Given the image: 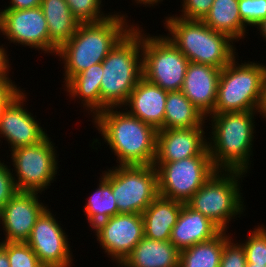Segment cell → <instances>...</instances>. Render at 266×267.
Returning a JSON list of instances; mask_svg holds the SVG:
<instances>
[{"label":"cell","mask_w":266,"mask_h":267,"mask_svg":"<svg viewBox=\"0 0 266 267\" xmlns=\"http://www.w3.org/2000/svg\"><path fill=\"white\" fill-rule=\"evenodd\" d=\"M126 14L112 12L101 22L80 23L75 34L62 44L55 56L64 63L65 85L73 76L102 63L108 53L135 26L129 25ZM131 26V27H130Z\"/></svg>","instance_id":"cell-1"},{"label":"cell","mask_w":266,"mask_h":267,"mask_svg":"<svg viewBox=\"0 0 266 267\" xmlns=\"http://www.w3.org/2000/svg\"><path fill=\"white\" fill-rule=\"evenodd\" d=\"M116 109V110H115ZM119 109V111H118ZM123 110V111H122ZM92 122L119 165H153L156 158L157 130L124 108H107Z\"/></svg>","instance_id":"cell-2"},{"label":"cell","mask_w":266,"mask_h":267,"mask_svg":"<svg viewBox=\"0 0 266 267\" xmlns=\"http://www.w3.org/2000/svg\"><path fill=\"white\" fill-rule=\"evenodd\" d=\"M255 114H258V110L226 112L206 117L207 121L211 118V137H207V143L216 170L247 174L251 167L250 156H253Z\"/></svg>","instance_id":"cell-3"},{"label":"cell","mask_w":266,"mask_h":267,"mask_svg":"<svg viewBox=\"0 0 266 267\" xmlns=\"http://www.w3.org/2000/svg\"><path fill=\"white\" fill-rule=\"evenodd\" d=\"M137 26L136 24L102 61L101 111L123 107L143 77L142 27L140 29Z\"/></svg>","instance_id":"cell-4"},{"label":"cell","mask_w":266,"mask_h":267,"mask_svg":"<svg viewBox=\"0 0 266 267\" xmlns=\"http://www.w3.org/2000/svg\"><path fill=\"white\" fill-rule=\"evenodd\" d=\"M163 22L167 39L189 60L223 69L238 54L234 40L209 28L203 21L186 20L174 14ZM166 24V25H165Z\"/></svg>","instance_id":"cell-5"},{"label":"cell","mask_w":266,"mask_h":267,"mask_svg":"<svg viewBox=\"0 0 266 267\" xmlns=\"http://www.w3.org/2000/svg\"><path fill=\"white\" fill-rule=\"evenodd\" d=\"M236 59L238 56L221 69L216 103L209 115L259 108L266 65L255 61L239 64Z\"/></svg>","instance_id":"cell-6"},{"label":"cell","mask_w":266,"mask_h":267,"mask_svg":"<svg viewBox=\"0 0 266 267\" xmlns=\"http://www.w3.org/2000/svg\"><path fill=\"white\" fill-rule=\"evenodd\" d=\"M245 174L240 171L217 170L186 204L210 219L222 231L228 232V225L231 224L229 221L238 215L240 218L246 209L240 192L242 177L247 176Z\"/></svg>","instance_id":"cell-7"},{"label":"cell","mask_w":266,"mask_h":267,"mask_svg":"<svg viewBox=\"0 0 266 267\" xmlns=\"http://www.w3.org/2000/svg\"><path fill=\"white\" fill-rule=\"evenodd\" d=\"M158 194L166 199L186 203L217 170L208 147L198 156L174 162H154Z\"/></svg>","instance_id":"cell-8"},{"label":"cell","mask_w":266,"mask_h":267,"mask_svg":"<svg viewBox=\"0 0 266 267\" xmlns=\"http://www.w3.org/2000/svg\"><path fill=\"white\" fill-rule=\"evenodd\" d=\"M142 30V74L148 82L166 91H180L189 60L167 39Z\"/></svg>","instance_id":"cell-9"},{"label":"cell","mask_w":266,"mask_h":267,"mask_svg":"<svg viewBox=\"0 0 266 267\" xmlns=\"http://www.w3.org/2000/svg\"><path fill=\"white\" fill-rule=\"evenodd\" d=\"M54 145L51 137L47 136L36 145L11 151V162L15 169H12V174L18 191L42 194L55 181L59 162Z\"/></svg>","instance_id":"cell-10"},{"label":"cell","mask_w":266,"mask_h":267,"mask_svg":"<svg viewBox=\"0 0 266 267\" xmlns=\"http://www.w3.org/2000/svg\"><path fill=\"white\" fill-rule=\"evenodd\" d=\"M113 168L112 193L118 214H142L159 195L156 167L117 164Z\"/></svg>","instance_id":"cell-11"},{"label":"cell","mask_w":266,"mask_h":267,"mask_svg":"<svg viewBox=\"0 0 266 267\" xmlns=\"http://www.w3.org/2000/svg\"><path fill=\"white\" fill-rule=\"evenodd\" d=\"M47 208L37 219L26 243L44 267L74 266L68 235ZM73 264V265H72Z\"/></svg>","instance_id":"cell-12"},{"label":"cell","mask_w":266,"mask_h":267,"mask_svg":"<svg viewBox=\"0 0 266 267\" xmlns=\"http://www.w3.org/2000/svg\"><path fill=\"white\" fill-rule=\"evenodd\" d=\"M107 257L119 267L136 244L144 238L142 214H116L93 228Z\"/></svg>","instance_id":"cell-13"},{"label":"cell","mask_w":266,"mask_h":267,"mask_svg":"<svg viewBox=\"0 0 266 267\" xmlns=\"http://www.w3.org/2000/svg\"><path fill=\"white\" fill-rule=\"evenodd\" d=\"M0 32L13 44L49 53L48 24L41 7L0 10Z\"/></svg>","instance_id":"cell-14"},{"label":"cell","mask_w":266,"mask_h":267,"mask_svg":"<svg viewBox=\"0 0 266 267\" xmlns=\"http://www.w3.org/2000/svg\"><path fill=\"white\" fill-rule=\"evenodd\" d=\"M38 192L18 191L0 211L5 242H26L37 219L48 208Z\"/></svg>","instance_id":"cell-15"},{"label":"cell","mask_w":266,"mask_h":267,"mask_svg":"<svg viewBox=\"0 0 266 267\" xmlns=\"http://www.w3.org/2000/svg\"><path fill=\"white\" fill-rule=\"evenodd\" d=\"M26 98L24 90L0 113V138L6 139L10 151L36 145L48 136L40 122L24 107Z\"/></svg>","instance_id":"cell-16"},{"label":"cell","mask_w":266,"mask_h":267,"mask_svg":"<svg viewBox=\"0 0 266 267\" xmlns=\"http://www.w3.org/2000/svg\"><path fill=\"white\" fill-rule=\"evenodd\" d=\"M204 125L158 130L154 162H174L200 155L208 147Z\"/></svg>","instance_id":"cell-17"},{"label":"cell","mask_w":266,"mask_h":267,"mask_svg":"<svg viewBox=\"0 0 266 267\" xmlns=\"http://www.w3.org/2000/svg\"><path fill=\"white\" fill-rule=\"evenodd\" d=\"M221 69L189 62L181 88L182 93L206 117L213 111Z\"/></svg>","instance_id":"cell-18"},{"label":"cell","mask_w":266,"mask_h":267,"mask_svg":"<svg viewBox=\"0 0 266 267\" xmlns=\"http://www.w3.org/2000/svg\"><path fill=\"white\" fill-rule=\"evenodd\" d=\"M168 91L141 78L123 106L130 115L139 118L157 131L163 129ZM127 106V107H126ZM129 108V110H128Z\"/></svg>","instance_id":"cell-19"},{"label":"cell","mask_w":266,"mask_h":267,"mask_svg":"<svg viewBox=\"0 0 266 267\" xmlns=\"http://www.w3.org/2000/svg\"><path fill=\"white\" fill-rule=\"evenodd\" d=\"M221 231L210 219L184 203L172 228L170 242L182 251L216 237Z\"/></svg>","instance_id":"cell-20"},{"label":"cell","mask_w":266,"mask_h":267,"mask_svg":"<svg viewBox=\"0 0 266 267\" xmlns=\"http://www.w3.org/2000/svg\"><path fill=\"white\" fill-rule=\"evenodd\" d=\"M180 251L170 241L144 237L120 267H179Z\"/></svg>","instance_id":"cell-21"},{"label":"cell","mask_w":266,"mask_h":267,"mask_svg":"<svg viewBox=\"0 0 266 267\" xmlns=\"http://www.w3.org/2000/svg\"><path fill=\"white\" fill-rule=\"evenodd\" d=\"M40 7L48 24L49 53L53 56L75 34L81 22L71 13L66 0H42Z\"/></svg>","instance_id":"cell-22"},{"label":"cell","mask_w":266,"mask_h":267,"mask_svg":"<svg viewBox=\"0 0 266 267\" xmlns=\"http://www.w3.org/2000/svg\"><path fill=\"white\" fill-rule=\"evenodd\" d=\"M184 203L159 196L143 211L144 237L170 241Z\"/></svg>","instance_id":"cell-23"},{"label":"cell","mask_w":266,"mask_h":267,"mask_svg":"<svg viewBox=\"0 0 266 267\" xmlns=\"http://www.w3.org/2000/svg\"><path fill=\"white\" fill-rule=\"evenodd\" d=\"M103 74L102 63H97L81 73L73 76L65 85L64 89L69 97L79 98L81 104L94 118L101 112L100 85ZM90 112V113H89ZM92 112V113H91Z\"/></svg>","instance_id":"cell-24"},{"label":"cell","mask_w":266,"mask_h":267,"mask_svg":"<svg viewBox=\"0 0 266 267\" xmlns=\"http://www.w3.org/2000/svg\"><path fill=\"white\" fill-rule=\"evenodd\" d=\"M238 1L214 0L211 9L202 21L209 28L226 34L235 42L241 38L244 39L248 30L240 17Z\"/></svg>","instance_id":"cell-25"},{"label":"cell","mask_w":266,"mask_h":267,"mask_svg":"<svg viewBox=\"0 0 266 267\" xmlns=\"http://www.w3.org/2000/svg\"><path fill=\"white\" fill-rule=\"evenodd\" d=\"M206 116L196 108L182 91H168L165 103L163 129L193 128L202 126Z\"/></svg>","instance_id":"cell-26"},{"label":"cell","mask_w":266,"mask_h":267,"mask_svg":"<svg viewBox=\"0 0 266 267\" xmlns=\"http://www.w3.org/2000/svg\"><path fill=\"white\" fill-rule=\"evenodd\" d=\"M101 175L96 190L89 196L83 209L92 229L100 222L118 214L117 203L112 193V168L103 171Z\"/></svg>","instance_id":"cell-27"},{"label":"cell","mask_w":266,"mask_h":267,"mask_svg":"<svg viewBox=\"0 0 266 267\" xmlns=\"http://www.w3.org/2000/svg\"><path fill=\"white\" fill-rule=\"evenodd\" d=\"M224 248V231L216 237L180 251L179 267H219Z\"/></svg>","instance_id":"cell-28"},{"label":"cell","mask_w":266,"mask_h":267,"mask_svg":"<svg viewBox=\"0 0 266 267\" xmlns=\"http://www.w3.org/2000/svg\"><path fill=\"white\" fill-rule=\"evenodd\" d=\"M245 242H240L245 250L247 264L266 265V226L257 225L247 235Z\"/></svg>","instance_id":"cell-29"},{"label":"cell","mask_w":266,"mask_h":267,"mask_svg":"<svg viewBox=\"0 0 266 267\" xmlns=\"http://www.w3.org/2000/svg\"><path fill=\"white\" fill-rule=\"evenodd\" d=\"M0 245L6 250L10 267H44L26 242H5Z\"/></svg>","instance_id":"cell-30"},{"label":"cell","mask_w":266,"mask_h":267,"mask_svg":"<svg viewBox=\"0 0 266 267\" xmlns=\"http://www.w3.org/2000/svg\"><path fill=\"white\" fill-rule=\"evenodd\" d=\"M71 13L81 23L101 22L112 14H104L102 11V0H66Z\"/></svg>","instance_id":"cell-31"},{"label":"cell","mask_w":266,"mask_h":267,"mask_svg":"<svg viewBox=\"0 0 266 267\" xmlns=\"http://www.w3.org/2000/svg\"><path fill=\"white\" fill-rule=\"evenodd\" d=\"M228 234L224 231V248L219 267H246L243 245L240 242L234 243L233 238Z\"/></svg>","instance_id":"cell-32"},{"label":"cell","mask_w":266,"mask_h":267,"mask_svg":"<svg viewBox=\"0 0 266 267\" xmlns=\"http://www.w3.org/2000/svg\"><path fill=\"white\" fill-rule=\"evenodd\" d=\"M238 10L244 25L253 28L266 18V0H239Z\"/></svg>","instance_id":"cell-33"},{"label":"cell","mask_w":266,"mask_h":267,"mask_svg":"<svg viewBox=\"0 0 266 267\" xmlns=\"http://www.w3.org/2000/svg\"><path fill=\"white\" fill-rule=\"evenodd\" d=\"M182 10L180 17L186 20L202 21L208 14L214 0H182Z\"/></svg>","instance_id":"cell-34"},{"label":"cell","mask_w":266,"mask_h":267,"mask_svg":"<svg viewBox=\"0 0 266 267\" xmlns=\"http://www.w3.org/2000/svg\"><path fill=\"white\" fill-rule=\"evenodd\" d=\"M18 192L11 169L0 161V211Z\"/></svg>","instance_id":"cell-35"},{"label":"cell","mask_w":266,"mask_h":267,"mask_svg":"<svg viewBox=\"0 0 266 267\" xmlns=\"http://www.w3.org/2000/svg\"><path fill=\"white\" fill-rule=\"evenodd\" d=\"M12 81L0 80V113L23 92Z\"/></svg>","instance_id":"cell-36"},{"label":"cell","mask_w":266,"mask_h":267,"mask_svg":"<svg viewBox=\"0 0 266 267\" xmlns=\"http://www.w3.org/2000/svg\"><path fill=\"white\" fill-rule=\"evenodd\" d=\"M42 0H10V5L1 10H18L40 7Z\"/></svg>","instance_id":"cell-37"},{"label":"cell","mask_w":266,"mask_h":267,"mask_svg":"<svg viewBox=\"0 0 266 267\" xmlns=\"http://www.w3.org/2000/svg\"><path fill=\"white\" fill-rule=\"evenodd\" d=\"M5 49L2 44L0 46V80H11V77L9 78L10 59Z\"/></svg>","instance_id":"cell-38"},{"label":"cell","mask_w":266,"mask_h":267,"mask_svg":"<svg viewBox=\"0 0 266 267\" xmlns=\"http://www.w3.org/2000/svg\"><path fill=\"white\" fill-rule=\"evenodd\" d=\"M258 114H260V116L266 119V76L263 82V91H262L260 105L258 108Z\"/></svg>","instance_id":"cell-39"},{"label":"cell","mask_w":266,"mask_h":267,"mask_svg":"<svg viewBox=\"0 0 266 267\" xmlns=\"http://www.w3.org/2000/svg\"><path fill=\"white\" fill-rule=\"evenodd\" d=\"M0 267H10L6 250L0 245Z\"/></svg>","instance_id":"cell-40"},{"label":"cell","mask_w":266,"mask_h":267,"mask_svg":"<svg viewBox=\"0 0 266 267\" xmlns=\"http://www.w3.org/2000/svg\"><path fill=\"white\" fill-rule=\"evenodd\" d=\"M135 3H137V5L141 4L144 6H152L155 7L154 5H157V3L159 4L160 2H162L163 0H134Z\"/></svg>","instance_id":"cell-41"},{"label":"cell","mask_w":266,"mask_h":267,"mask_svg":"<svg viewBox=\"0 0 266 267\" xmlns=\"http://www.w3.org/2000/svg\"><path fill=\"white\" fill-rule=\"evenodd\" d=\"M260 32V36L264 37L266 41V18H264L258 25L255 26Z\"/></svg>","instance_id":"cell-42"},{"label":"cell","mask_w":266,"mask_h":267,"mask_svg":"<svg viewBox=\"0 0 266 267\" xmlns=\"http://www.w3.org/2000/svg\"><path fill=\"white\" fill-rule=\"evenodd\" d=\"M246 267H266V265H260V264H246Z\"/></svg>","instance_id":"cell-43"}]
</instances>
